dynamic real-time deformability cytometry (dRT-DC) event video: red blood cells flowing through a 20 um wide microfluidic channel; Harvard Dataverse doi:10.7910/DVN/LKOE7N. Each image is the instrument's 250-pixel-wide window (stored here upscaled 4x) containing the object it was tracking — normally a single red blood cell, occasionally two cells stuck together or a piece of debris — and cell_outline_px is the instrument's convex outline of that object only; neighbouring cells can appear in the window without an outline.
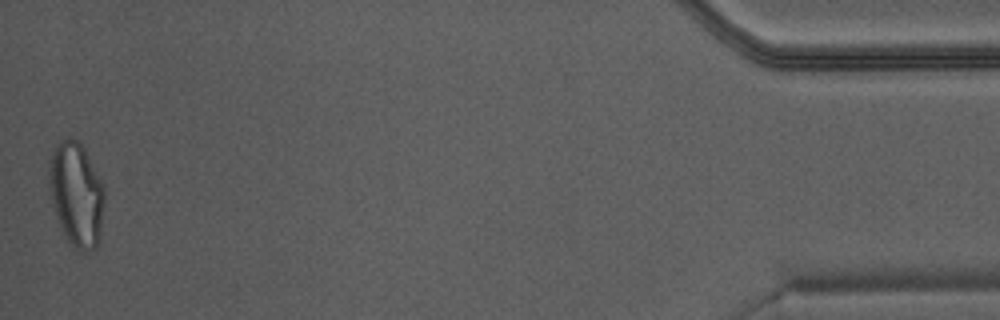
{"species": "Egyptian fruit bat (a non-hibernating species)", "species_latin": "Rousettus aegyptiacus", "temperature_condition": "warm", "stored_images_in_passage": 43, "camera_frame_rate_fps": 3000, "um_per_image_px": 0.085, "animal": {"sex": "male"}, "frame": {"image": 1, "passage_image": 43, "time_ms": 14.0, "image_size_px": [1000, 320], "cell_outline_px": [[104, 200], [100, 240], [96, 248], [84, 252], [80, 252], [72, 248], [64, 236], [60, 228], [48, 192], [48, 160], [56, 148], [68, 136], [80, 140], [104, 188]], "centroid_in_image_um": [6.47, 16.57], "position_along_channel_um": 428.7, "area_um2": 34.1}}